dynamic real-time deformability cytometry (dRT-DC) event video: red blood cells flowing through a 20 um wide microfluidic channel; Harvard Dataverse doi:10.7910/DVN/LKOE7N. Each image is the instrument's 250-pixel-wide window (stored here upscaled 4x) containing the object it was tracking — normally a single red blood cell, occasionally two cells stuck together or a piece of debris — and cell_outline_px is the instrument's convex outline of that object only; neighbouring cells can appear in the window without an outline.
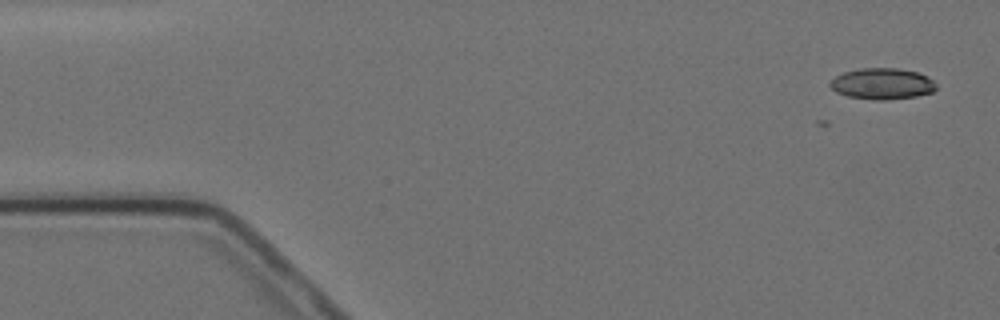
{"species": "Egyptian fruit bat (a non-hibernating species)", "species_latin": "Rousettus aegyptiacus", "temperature_condition": "cold", "stored_images_in_passage": 6, "camera_frame_rate_fps": 3000, "um_per_image_px": 0.085, "animal": {"sex": "female"}, "frame": {"image": 1, "passage_image": 2, "time_ms": 1.0, "image_size_px": [1000, 320], "cell_outline_px": [[936, 88], [932, 92], [916, 96], [888, 100], [872, 100], [848, 96], [836, 92], [828, 84], [836, 76], [844, 72], [860, 68], [896, 68], [916, 72], [928, 76], [936, 84]], "centroid_in_image_um": [74.99, 7.12], "position_along_channel_um": 10.0, "area_um2": 19.25}}
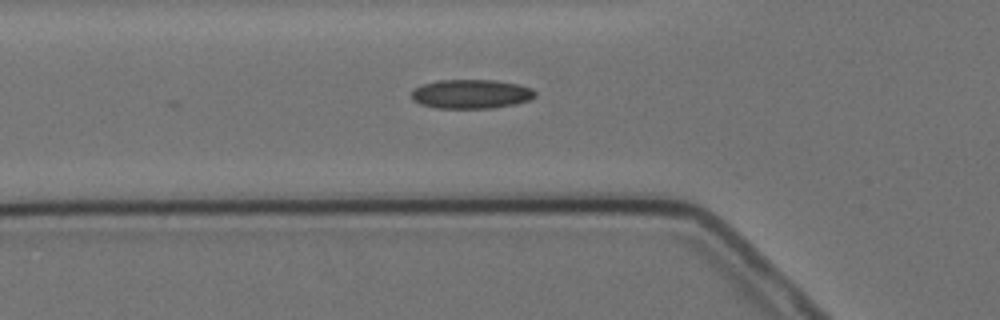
{"frame": {"image": 2, "passage_image": 6, "time_ms": 6.333, "image_size_px": [1000, 320], "cell_outline_px": [[536, 96], [528, 100], [516, 104], [492, 108], [436, 108], [420, 104], [412, 100], [412, 92], [416, 88], [424, 84], [436, 80], [496, 80], [520, 84], [532, 88], [536, 92]], "centroid_in_image_um": [40.08, 7.99], "position_along_channel_um": 85.7, "area_um2": 21.1}}